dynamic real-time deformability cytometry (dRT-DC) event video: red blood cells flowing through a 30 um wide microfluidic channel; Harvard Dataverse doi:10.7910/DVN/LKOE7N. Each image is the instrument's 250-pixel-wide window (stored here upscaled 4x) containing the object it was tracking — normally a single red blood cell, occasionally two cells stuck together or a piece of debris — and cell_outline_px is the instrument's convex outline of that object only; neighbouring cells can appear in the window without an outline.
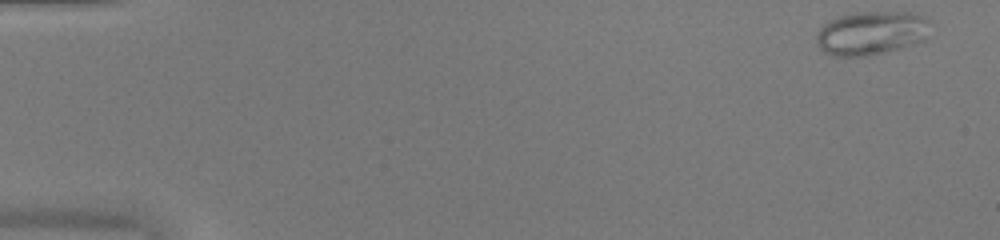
{"species": "common noctule bat (a hibernating species)", "species_latin": "Nyctalus noctula", "temperature_condition": "warm", "stored_images_in_passage": 50, "camera_frame_rate_fps": 3000, "um_per_image_px": 0.085, "animal": {"sex": "female", "body_mass_g": 20.0, "forearm_length_mm": 54.0}, "frame": {"image": 1, "passage_image": 1, "time_ms": 0.0, "image_size_px": [1000, 240], "cell_outline_px": [[928, 36], [924, 40], [912, 44], [884, 52], [864, 56], [832, 56], [824, 52], [820, 48], [816, 40], [816, 32], [824, 24], [836, 16], [860, 12], [908, 12], [924, 16], [928, 20]], "centroid_in_image_um": [74.03, 2.8], "position_along_channel_um": 11.0, "area_um2": 28.96}}
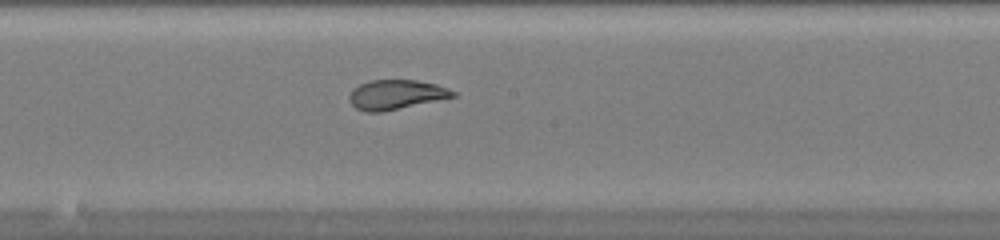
{"frame": {"image": 2, "passage_image": 27, "time_ms": 8.667, "image_size_px": [1000, 240], "cell_outline_px": [[456, 96], [380, 112], [364, 112], [356, 108], [348, 100], [348, 96], [352, 88], [368, 80], [416, 80], [436, 84], [448, 88], [456, 92]], "centroid_in_image_um": [33.61, 8.03], "position_along_channel_um": 214.6, "area_um2": 17.8}}
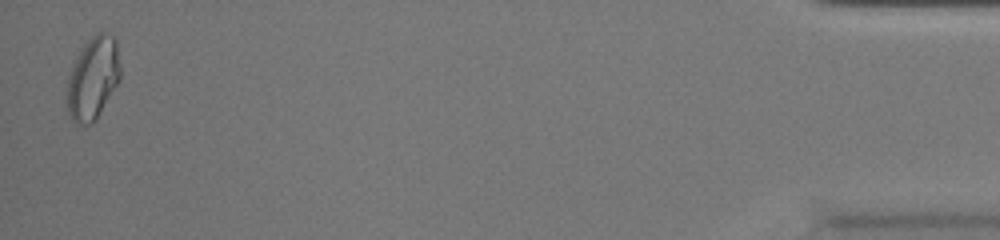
{"frame": {"image": 3, "passage_image": 49, "time_ms": 16.0, "image_size_px": [1000, 240], "cell_outline_px": [[120, 80], [96, 120], [92, 124], [76, 124], [68, 116], [68, 80], [72, 64], [76, 56], [84, 44], [96, 32], [104, 32], [116, 36], [120, 68]], "centroid_in_image_um": [7.92, 6.63], "position_along_channel_um": 427.3, "area_um2": 25.84}, "authors_computed_cell_mechanics": {"area_um2": 21.2415, "velocity_mm_per_s": 4.0665, "shape_relaxation_time_tau1_ms": null, "shape_relaxation_time_tau2_ms": 0.7835, "deformation_change_tau1": null, "deformation_change_tau2": 0.0562}}